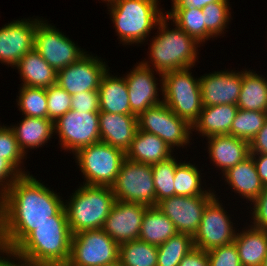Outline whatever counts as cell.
Listing matches in <instances>:
<instances>
[{
  "label": "cell",
  "instance_id": "6da1fadb",
  "mask_svg": "<svg viewBox=\"0 0 267 266\" xmlns=\"http://www.w3.org/2000/svg\"><path fill=\"white\" fill-rule=\"evenodd\" d=\"M2 240L8 255L36 226L68 220L64 202L31 175H21L2 196Z\"/></svg>",
  "mask_w": 267,
  "mask_h": 266
},
{
  "label": "cell",
  "instance_id": "7a4b0ae2",
  "mask_svg": "<svg viewBox=\"0 0 267 266\" xmlns=\"http://www.w3.org/2000/svg\"><path fill=\"white\" fill-rule=\"evenodd\" d=\"M71 239L68 220H49L36 226L7 256L17 257L28 266H66Z\"/></svg>",
  "mask_w": 267,
  "mask_h": 266
},
{
  "label": "cell",
  "instance_id": "3957f363",
  "mask_svg": "<svg viewBox=\"0 0 267 266\" xmlns=\"http://www.w3.org/2000/svg\"><path fill=\"white\" fill-rule=\"evenodd\" d=\"M115 201L110 186L83 184L64 205L72 235L102 229Z\"/></svg>",
  "mask_w": 267,
  "mask_h": 266
},
{
  "label": "cell",
  "instance_id": "277c9868",
  "mask_svg": "<svg viewBox=\"0 0 267 266\" xmlns=\"http://www.w3.org/2000/svg\"><path fill=\"white\" fill-rule=\"evenodd\" d=\"M167 16L158 22L159 34L152 39L150 59L160 75L169 71L192 68L197 59L198 42L177 25L167 28ZM197 45V46H196Z\"/></svg>",
  "mask_w": 267,
  "mask_h": 266
},
{
  "label": "cell",
  "instance_id": "5b68a950",
  "mask_svg": "<svg viewBox=\"0 0 267 266\" xmlns=\"http://www.w3.org/2000/svg\"><path fill=\"white\" fill-rule=\"evenodd\" d=\"M109 3L116 32L124 44L143 42L165 16L157 7L158 0H111Z\"/></svg>",
  "mask_w": 267,
  "mask_h": 266
},
{
  "label": "cell",
  "instance_id": "8992f818",
  "mask_svg": "<svg viewBox=\"0 0 267 266\" xmlns=\"http://www.w3.org/2000/svg\"><path fill=\"white\" fill-rule=\"evenodd\" d=\"M190 68L178 69L162 74L163 102L180 118L191 126L202 111V97L199 78L194 79Z\"/></svg>",
  "mask_w": 267,
  "mask_h": 266
},
{
  "label": "cell",
  "instance_id": "52a82bcc",
  "mask_svg": "<svg viewBox=\"0 0 267 266\" xmlns=\"http://www.w3.org/2000/svg\"><path fill=\"white\" fill-rule=\"evenodd\" d=\"M75 156L86 185L112 186L126 154L123 150L99 141L79 149Z\"/></svg>",
  "mask_w": 267,
  "mask_h": 266
},
{
  "label": "cell",
  "instance_id": "ba28073f",
  "mask_svg": "<svg viewBox=\"0 0 267 266\" xmlns=\"http://www.w3.org/2000/svg\"><path fill=\"white\" fill-rule=\"evenodd\" d=\"M111 188L116 200L156 206L153 172L149 164L125 158Z\"/></svg>",
  "mask_w": 267,
  "mask_h": 266
},
{
  "label": "cell",
  "instance_id": "9c48e42d",
  "mask_svg": "<svg viewBox=\"0 0 267 266\" xmlns=\"http://www.w3.org/2000/svg\"><path fill=\"white\" fill-rule=\"evenodd\" d=\"M119 260V244L106 232L84 230L72 235L66 266H104Z\"/></svg>",
  "mask_w": 267,
  "mask_h": 266
},
{
  "label": "cell",
  "instance_id": "30bf717a",
  "mask_svg": "<svg viewBox=\"0 0 267 266\" xmlns=\"http://www.w3.org/2000/svg\"><path fill=\"white\" fill-rule=\"evenodd\" d=\"M137 120L139 130L160 137L170 148L184 147L189 143L192 126L178 117L163 101L146 109Z\"/></svg>",
  "mask_w": 267,
  "mask_h": 266
},
{
  "label": "cell",
  "instance_id": "8fae6325",
  "mask_svg": "<svg viewBox=\"0 0 267 266\" xmlns=\"http://www.w3.org/2000/svg\"><path fill=\"white\" fill-rule=\"evenodd\" d=\"M54 132L58 133L64 150L76 153L79 149L101 141L99 112L70 110L54 122Z\"/></svg>",
  "mask_w": 267,
  "mask_h": 266
},
{
  "label": "cell",
  "instance_id": "7c38bea8",
  "mask_svg": "<svg viewBox=\"0 0 267 266\" xmlns=\"http://www.w3.org/2000/svg\"><path fill=\"white\" fill-rule=\"evenodd\" d=\"M34 49L56 71L71 65L86 54L59 30L42 20L36 26Z\"/></svg>",
  "mask_w": 267,
  "mask_h": 266
},
{
  "label": "cell",
  "instance_id": "4fadbf2b",
  "mask_svg": "<svg viewBox=\"0 0 267 266\" xmlns=\"http://www.w3.org/2000/svg\"><path fill=\"white\" fill-rule=\"evenodd\" d=\"M215 196L213 192L208 195H175L162 199L156 207L172 221L178 233L193 237L198 231L205 207Z\"/></svg>",
  "mask_w": 267,
  "mask_h": 266
},
{
  "label": "cell",
  "instance_id": "5bb4252c",
  "mask_svg": "<svg viewBox=\"0 0 267 266\" xmlns=\"http://www.w3.org/2000/svg\"><path fill=\"white\" fill-rule=\"evenodd\" d=\"M214 197L205 207L198 231L193 236L194 247L209 251L234 242L236 232L229 216Z\"/></svg>",
  "mask_w": 267,
  "mask_h": 266
},
{
  "label": "cell",
  "instance_id": "9a60e30c",
  "mask_svg": "<svg viewBox=\"0 0 267 266\" xmlns=\"http://www.w3.org/2000/svg\"><path fill=\"white\" fill-rule=\"evenodd\" d=\"M97 56L83 55L78 61L57 71V84L71 96L83 91L98 90L107 71Z\"/></svg>",
  "mask_w": 267,
  "mask_h": 266
},
{
  "label": "cell",
  "instance_id": "2e32d148",
  "mask_svg": "<svg viewBox=\"0 0 267 266\" xmlns=\"http://www.w3.org/2000/svg\"><path fill=\"white\" fill-rule=\"evenodd\" d=\"M147 207L141 203L116 200L102 230L119 245L138 239Z\"/></svg>",
  "mask_w": 267,
  "mask_h": 266
},
{
  "label": "cell",
  "instance_id": "e0dca14e",
  "mask_svg": "<svg viewBox=\"0 0 267 266\" xmlns=\"http://www.w3.org/2000/svg\"><path fill=\"white\" fill-rule=\"evenodd\" d=\"M34 21L16 20L0 28V62L15 66L29 51L34 49L35 30Z\"/></svg>",
  "mask_w": 267,
  "mask_h": 266
},
{
  "label": "cell",
  "instance_id": "ac0fdd59",
  "mask_svg": "<svg viewBox=\"0 0 267 266\" xmlns=\"http://www.w3.org/2000/svg\"><path fill=\"white\" fill-rule=\"evenodd\" d=\"M203 107L218 104L237 105L242 72H214L199 78Z\"/></svg>",
  "mask_w": 267,
  "mask_h": 266
},
{
  "label": "cell",
  "instance_id": "d6986e66",
  "mask_svg": "<svg viewBox=\"0 0 267 266\" xmlns=\"http://www.w3.org/2000/svg\"><path fill=\"white\" fill-rule=\"evenodd\" d=\"M148 62H140L133 71L126 75L131 112L139 116L149 107L162 102L157 97L158 88L156 80Z\"/></svg>",
  "mask_w": 267,
  "mask_h": 266
},
{
  "label": "cell",
  "instance_id": "ffe728a7",
  "mask_svg": "<svg viewBox=\"0 0 267 266\" xmlns=\"http://www.w3.org/2000/svg\"><path fill=\"white\" fill-rule=\"evenodd\" d=\"M138 130L135 115L99 112V131L101 141L123 150L130 148Z\"/></svg>",
  "mask_w": 267,
  "mask_h": 266
},
{
  "label": "cell",
  "instance_id": "44dd1931",
  "mask_svg": "<svg viewBox=\"0 0 267 266\" xmlns=\"http://www.w3.org/2000/svg\"><path fill=\"white\" fill-rule=\"evenodd\" d=\"M209 156L224 173L250 156L249 142L229 134L208 137Z\"/></svg>",
  "mask_w": 267,
  "mask_h": 266
},
{
  "label": "cell",
  "instance_id": "7402d4cb",
  "mask_svg": "<svg viewBox=\"0 0 267 266\" xmlns=\"http://www.w3.org/2000/svg\"><path fill=\"white\" fill-rule=\"evenodd\" d=\"M171 151L160 137L138 129L125 154L129 160L153 165L169 159Z\"/></svg>",
  "mask_w": 267,
  "mask_h": 266
},
{
  "label": "cell",
  "instance_id": "603a6c76",
  "mask_svg": "<svg viewBox=\"0 0 267 266\" xmlns=\"http://www.w3.org/2000/svg\"><path fill=\"white\" fill-rule=\"evenodd\" d=\"M108 71L103 75L98 89L99 112L134 115L129 104L125 78L110 76Z\"/></svg>",
  "mask_w": 267,
  "mask_h": 266
},
{
  "label": "cell",
  "instance_id": "cb8c5ba5",
  "mask_svg": "<svg viewBox=\"0 0 267 266\" xmlns=\"http://www.w3.org/2000/svg\"><path fill=\"white\" fill-rule=\"evenodd\" d=\"M237 110V105L233 104L203 107L192 129H196L202 136L207 137L229 134Z\"/></svg>",
  "mask_w": 267,
  "mask_h": 266
},
{
  "label": "cell",
  "instance_id": "d4e9b609",
  "mask_svg": "<svg viewBox=\"0 0 267 266\" xmlns=\"http://www.w3.org/2000/svg\"><path fill=\"white\" fill-rule=\"evenodd\" d=\"M14 67L21 74L22 86L48 88L57 83V71L35 49L26 53Z\"/></svg>",
  "mask_w": 267,
  "mask_h": 266
},
{
  "label": "cell",
  "instance_id": "484cf974",
  "mask_svg": "<svg viewBox=\"0 0 267 266\" xmlns=\"http://www.w3.org/2000/svg\"><path fill=\"white\" fill-rule=\"evenodd\" d=\"M223 175L228 184L232 186V189L250 202L253 201L264 188L251 155L231 167Z\"/></svg>",
  "mask_w": 267,
  "mask_h": 266
},
{
  "label": "cell",
  "instance_id": "4316f807",
  "mask_svg": "<svg viewBox=\"0 0 267 266\" xmlns=\"http://www.w3.org/2000/svg\"><path fill=\"white\" fill-rule=\"evenodd\" d=\"M242 266H261L267 255V230L252 227L234 239Z\"/></svg>",
  "mask_w": 267,
  "mask_h": 266
},
{
  "label": "cell",
  "instance_id": "83f0119b",
  "mask_svg": "<svg viewBox=\"0 0 267 266\" xmlns=\"http://www.w3.org/2000/svg\"><path fill=\"white\" fill-rule=\"evenodd\" d=\"M21 150L39 148L51 139L54 133V122L45 118L25 116L19 126H10Z\"/></svg>",
  "mask_w": 267,
  "mask_h": 266
},
{
  "label": "cell",
  "instance_id": "f1b7e54d",
  "mask_svg": "<svg viewBox=\"0 0 267 266\" xmlns=\"http://www.w3.org/2000/svg\"><path fill=\"white\" fill-rule=\"evenodd\" d=\"M177 233L172 221L156 206L146 208L138 239L158 247Z\"/></svg>",
  "mask_w": 267,
  "mask_h": 266
},
{
  "label": "cell",
  "instance_id": "f546056e",
  "mask_svg": "<svg viewBox=\"0 0 267 266\" xmlns=\"http://www.w3.org/2000/svg\"><path fill=\"white\" fill-rule=\"evenodd\" d=\"M238 109L267 112V79L249 71H242Z\"/></svg>",
  "mask_w": 267,
  "mask_h": 266
},
{
  "label": "cell",
  "instance_id": "4dcf8cb0",
  "mask_svg": "<svg viewBox=\"0 0 267 266\" xmlns=\"http://www.w3.org/2000/svg\"><path fill=\"white\" fill-rule=\"evenodd\" d=\"M167 20H173L175 25L198 43L205 42V19L202 9L195 7H174L166 14Z\"/></svg>",
  "mask_w": 267,
  "mask_h": 266
},
{
  "label": "cell",
  "instance_id": "1f68e13d",
  "mask_svg": "<svg viewBox=\"0 0 267 266\" xmlns=\"http://www.w3.org/2000/svg\"><path fill=\"white\" fill-rule=\"evenodd\" d=\"M119 261L125 266H157L158 249L140 239L119 245Z\"/></svg>",
  "mask_w": 267,
  "mask_h": 266
},
{
  "label": "cell",
  "instance_id": "d6a6232c",
  "mask_svg": "<svg viewBox=\"0 0 267 266\" xmlns=\"http://www.w3.org/2000/svg\"><path fill=\"white\" fill-rule=\"evenodd\" d=\"M194 248L193 237L177 233L158 246L157 266H178L183 257Z\"/></svg>",
  "mask_w": 267,
  "mask_h": 266
},
{
  "label": "cell",
  "instance_id": "836d02e7",
  "mask_svg": "<svg viewBox=\"0 0 267 266\" xmlns=\"http://www.w3.org/2000/svg\"><path fill=\"white\" fill-rule=\"evenodd\" d=\"M267 120V112L238 109L229 135L250 142Z\"/></svg>",
  "mask_w": 267,
  "mask_h": 266
},
{
  "label": "cell",
  "instance_id": "e575fe53",
  "mask_svg": "<svg viewBox=\"0 0 267 266\" xmlns=\"http://www.w3.org/2000/svg\"><path fill=\"white\" fill-rule=\"evenodd\" d=\"M198 168L190 163H178L175 169L174 188L175 195L195 196L208 195L210 193L201 190V179Z\"/></svg>",
  "mask_w": 267,
  "mask_h": 266
},
{
  "label": "cell",
  "instance_id": "d590c367",
  "mask_svg": "<svg viewBox=\"0 0 267 266\" xmlns=\"http://www.w3.org/2000/svg\"><path fill=\"white\" fill-rule=\"evenodd\" d=\"M177 161L172 156L151 165L156 192V205L162 199L175 196L174 177Z\"/></svg>",
  "mask_w": 267,
  "mask_h": 266
},
{
  "label": "cell",
  "instance_id": "8d00e7d4",
  "mask_svg": "<svg viewBox=\"0 0 267 266\" xmlns=\"http://www.w3.org/2000/svg\"><path fill=\"white\" fill-rule=\"evenodd\" d=\"M17 102L25 116L48 119L46 88L22 86Z\"/></svg>",
  "mask_w": 267,
  "mask_h": 266
},
{
  "label": "cell",
  "instance_id": "74e56055",
  "mask_svg": "<svg viewBox=\"0 0 267 266\" xmlns=\"http://www.w3.org/2000/svg\"><path fill=\"white\" fill-rule=\"evenodd\" d=\"M228 7L229 4L227 0H220L202 8L205 19L206 40L222 34L231 16Z\"/></svg>",
  "mask_w": 267,
  "mask_h": 266
},
{
  "label": "cell",
  "instance_id": "f35d334b",
  "mask_svg": "<svg viewBox=\"0 0 267 266\" xmlns=\"http://www.w3.org/2000/svg\"><path fill=\"white\" fill-rule=\"evenodd\" d=\"M48 119L55 122L71 110L72 96L57 83L46 88Z\"/></svg>",
  "mask_w": 267,
  "mask_h": 266
},
{
  "label": "cell",
  "instance_id": "ab89813d",
  "mask_svg": "<svg viewBox=\"0 0 267 266\" xmlns=\"http://www.w3.org/2000/svg\"><path fill=\"white\" fill-rule=\"evenodd\" d=\"M0 155L8 160L22 175H26V172L24 173L21 168H18L25 154L10 127L0 126Z\"/></svg>",
  "mask_w": 267,
  "mask_h": 266
},
{
  "label": "cell",
  "instance_id": "60d3db41",
  "mask_svg": "<svg viewBox=\"0 0 267 266\" xmlns=\"http://www.w3.org/2000/svg\"><path fill=\"white\" fill-rule=\"evenodd\" d=\"M208 252L209 266H242L235 243L215 247Z\"/></svg>",
  "mask_w": 267,
  "mask_h": 266
},
{
  "label": "cell",
  "instance_id": "b9f144b4",
  "mask_svg": "<svg viewBox=\"0 0 267 266\" xmlns=\"http://www.w3.org/2000/svg\"><path fill=\"white\" fill-rule=\"evenodd\" d=\"M99 101L98 90L83 91L72 95L71 109L83 113L99 112Z\"/></svg>",
  "mask_w": 267,
  "mask_h": 266
},
{
  "label": "cell",
  "instance_id": "7bdbcfd3",
  "mask_svg": "<svg viewBox=\"0 0 267 266\" xmlns=\"http://www.w3.org/2000/svg\"><path fill=\"white\" fill-rule=\"evenodd\" d=\"M253 202V227L267 230V185L264 186L261 193Z\"/></svg>",
  "mask_w": 267,
  "mask_h": 266
},
{
  "label": "cell",
  "instance_id": "ee69618b",
  "mask_svg": "<svg viewBox=\"0 0 267 266\" xmlns=\"http://www.w3.org/2000/svg\"><path fill=\"white\" fill-rule=\"evenodd\" d=\"M22 174L0 155V195L3 196ZM10 178V179H9ZM9 179V180H8ZM6 181V182H5Z\"/></svg>",
  "mask_w": 267,
  "mask_h": 266
},
{
  "label": "cell",
  "instance_id": "f6af8a7d",
  "mask_svg": "<svg viewBox=\"0 0 267 266\" xmlns=\"http://www.w3.org/2000/svg\"><path fill=\"white\" fill-rule=\"evenodd\" d=\"M178 266H209L208 252L194 247L183 257Z\"/></svg>",
  "mask_w": 267,
  "mask_h": 266
},
{
  "label": "cell",
  "instance_id": "bcb514c9",
  "mask_svg": "<svg viewBox=\"0 0 267 266\" xmlns=\"http://www.w3.org/2000/svg\"><path fill=\"white\" fill-rule=\"evenodd\" d=\"M250 154H267V120L260 131L249 142Z\"/></svg>",
  "mask_w": 267,
  "mask_h": 266
},
{
  "label": "cell",
  "instance_id": "7dc6e473",
  "mask_svg": "<svg viewBox=\"0 0 267 266\" xmlns=\"http://www.w3.org/2000/svg\"><path fill=\"white\" fill-rule=\"evenodd\" d=\"M263 185H267V154H250ZM258 155V158L255 157ZM257 158V159H256Z\"/></svg>",
  "mask_w": 267,
  "mask_h": 266
},
{
  "label": "cell",
  "instance_id": "c3c4849f",
  "mask_svg": "<svg viewBox=\"0 0 267 266\" xmlns=\"http://www.w3.org/2000/svg\"><path fill=\"white\" fill-rule=\"evenodd\" d=\"M173 7H195L202 9L210 3H214L220 0H172Z\"/></svg>",
  "mask_w": 267,
  "mask_h": 266
},
{
  "label": "cell",
  "instance_id": "681fc988",
  "mask_svg": "<svg viewBox=\"0 0 267 266\" xmlns=\"http://www.w3.org/2000/svg\"><path fill=\"white\" fill-rule=\"evenodd\" d=\"M2 210V196L0 195V253H6L2 240Z\"/></svg>",
  "mask_w": 267,
  "mask_h": 266
},
{
  "label": "cell",
  "instance_id": "f907efd6",
  "mask_svg": "<svg viewBox=\"0 0 267 266\" xmlns=\"http://www.w3.org/2000/svg\"><path fill=\"white\" fill-rule=\"evenodd\" d=\"M20 261L18 262V264L13 261L11 262V260L9 261V259H6V258H3L1 261H0V266H28L26 265L25 263H21Z\"/></svg>",
  "mask_w": 267,
  "mask_h": 266
},
{
  "label": "cell",
  "instance_id": "816d5d0a",
  "mask_svg": "<svg viewBox=\"0 0 267 266\" xmlns=\"http://www.w3.org/2000/svg\"><path fill=\"white\" fill-rule=\"evenodd\" d=\"M104 266H125L124 264H122L119 260L114 262V263H111V264H107V265H104Z\"/></svg>",
  "mask_w": 267,
  "mask_h": 266
},
{
  "label": "cell",
  "instance_id": "f5cc1de1",
  "mask_svg": "<svg viewBox=\"0 0 267 266\" xmlns=\"http://www.w3.org/2000/svg\"><path fill=\"white\" fill-rule=\"evenodd\" d=\"M261 266H267V255L265 256Z\"/></svg>",
  "mask_w": 267,
  "mask_h": 266
}]
</instances>
